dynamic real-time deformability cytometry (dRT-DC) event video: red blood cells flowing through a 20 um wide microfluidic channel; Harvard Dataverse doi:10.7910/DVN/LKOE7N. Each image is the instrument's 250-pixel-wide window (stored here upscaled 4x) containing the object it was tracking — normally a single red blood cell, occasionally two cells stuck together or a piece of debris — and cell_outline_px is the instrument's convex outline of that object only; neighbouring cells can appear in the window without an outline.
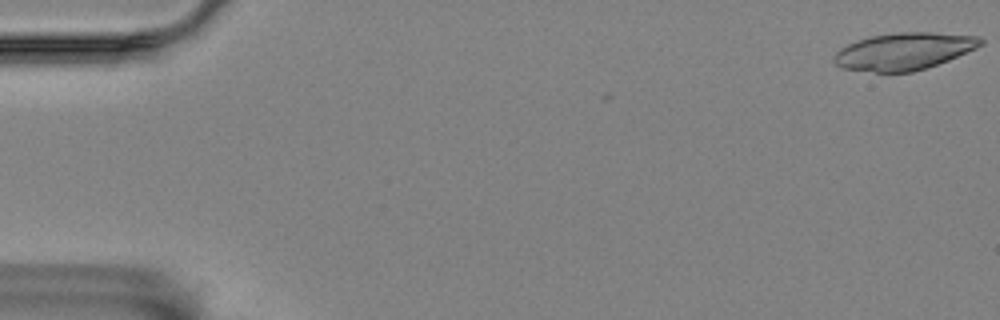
{"species": "Egyptian fruit bat (a non-hibernating species)", "species_latin": "Rousettus aegyptiacus", "temperature_condition": "room temperature", "stored_images_in_passage": 4, "camera_frame_rate_fps": 3000, "um_per_image_px": 0.085, "animal": {"sex": "female"}, "frame": {"image": 1, "passage_image": 1, "time_ms": 0.0, "image_size_px": [1000, 320], "cell_outline_px": [[984, 44], [976, 48], [948, 60], [912, 72], [876, 72], [840, 68], [832, 60], [832, 56], [840, 48], [856, 40], [868, 36], [896, 32], [932, 32], [980, 36], [984, 40]], "centroid_in_image_um": [76.81, 4.34], "position_along_channel_um": 8.2, "area_um2": 31.91}}